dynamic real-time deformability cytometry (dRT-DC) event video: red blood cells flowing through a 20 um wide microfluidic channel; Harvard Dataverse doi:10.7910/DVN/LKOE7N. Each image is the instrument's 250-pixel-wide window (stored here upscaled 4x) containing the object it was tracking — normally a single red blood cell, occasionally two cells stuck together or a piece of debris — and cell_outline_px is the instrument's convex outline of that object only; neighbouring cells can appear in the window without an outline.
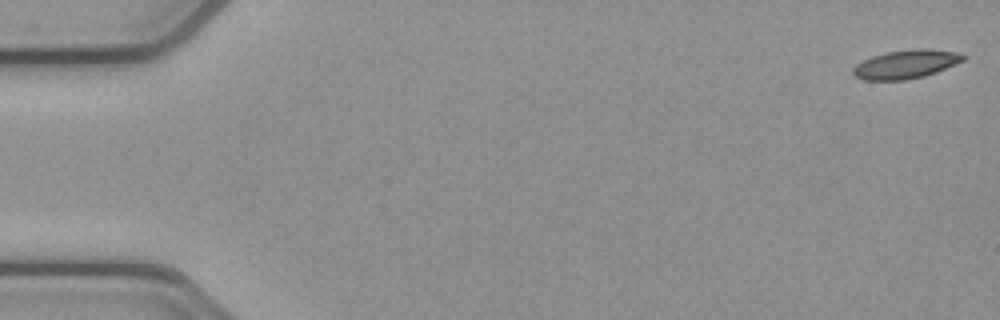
{"species": "common noctule bat (a hibernating species)", "species_latin": "Nyctalus noctula", "temperature_condition": "cold", "stored_images_in_passage": 53, "camera_frame_rate_fps": 3000, "um_per_image_px": 0.085, "animal": {"sex": "female", "body_mass_g": 21.9}, "frame": {"image": 1, "passage_image": 1, "time_ms": 0.0, "image_size_px": [1000, 320], "cell_outline_px": [[968, 56], [964, 60], [936, 72], [924, 76], [904, 80], [864, 80], [856, 76], [852, 72], [852, 68], [856, 64], [872, 56], [884, 52], [916, 48], [924, 48], [956, 52]], "centroid_in_image_um": [76.99, 5.45], "position_along_channel_um": 8.0, "area_um2": 18.38}}
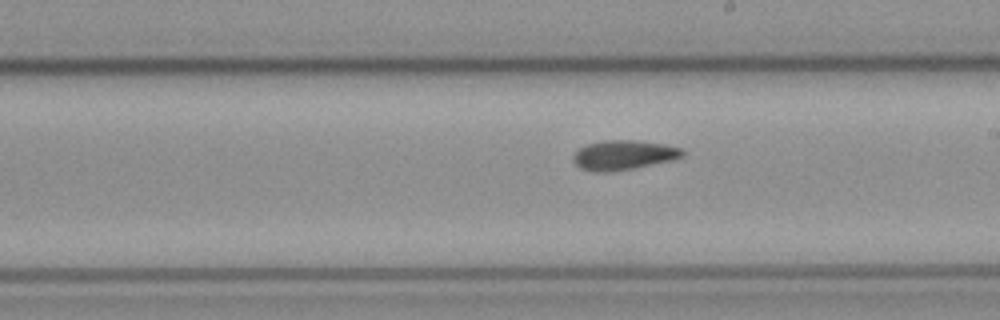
{"frame": {"image": 2, "passage_image": 30, "time_ms": 9.667, "image_size_px": [1000, 320], "cell_outline_px": [[684, 156], [672, 160], [632, 168], [608, 172], [596, 172], [580, 168], [572, 160], [572, 156], [580, 148], [588, 144], [608, 140], [636, 140], [664, 144], [680, 148], [684, 152]], "centroid_in_image_um": [52.99, 13.18], "position_along_channel_um": 236.0, "area_um2": 18.61}}
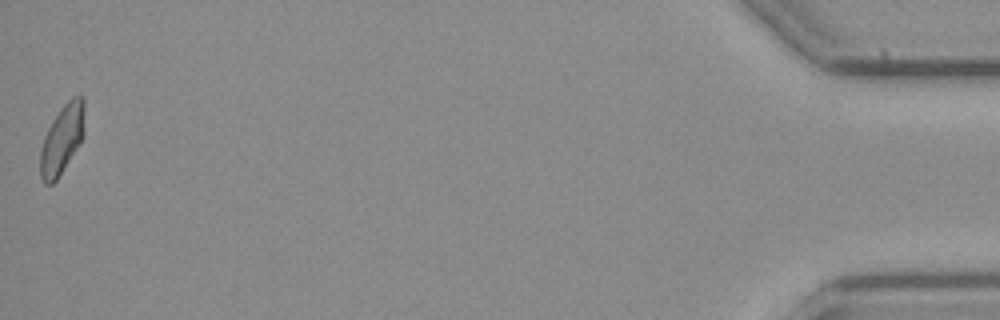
{"frame": {"image": 3, "passage_image": 53, "time_ms": 17.333, "image_size_px": [1000, 320], "cell_outline_px": [[84, 136], [56, 180], [52, 184], [44, 184], [40, 176], [40, 152], [44, 136], [52, 120], [60, 108], [72, 96], [80, 92], [84, 96]], "centroid_in_image_um": [5.28, 11.77], "position_along_channel_um": 429.9, "area_um2": 17.92}, "authors_computed_cell_mechanics": {"area_um2": 18.207, "velocity_mm_per_s": 3.8524, "shape_relaxation_time_tau1_ms": null, "shape_relaxation_time_tau2_ms": 5.1709, "deformation_change_tau1": null, "deformation_change_tau2": 0.1133}}